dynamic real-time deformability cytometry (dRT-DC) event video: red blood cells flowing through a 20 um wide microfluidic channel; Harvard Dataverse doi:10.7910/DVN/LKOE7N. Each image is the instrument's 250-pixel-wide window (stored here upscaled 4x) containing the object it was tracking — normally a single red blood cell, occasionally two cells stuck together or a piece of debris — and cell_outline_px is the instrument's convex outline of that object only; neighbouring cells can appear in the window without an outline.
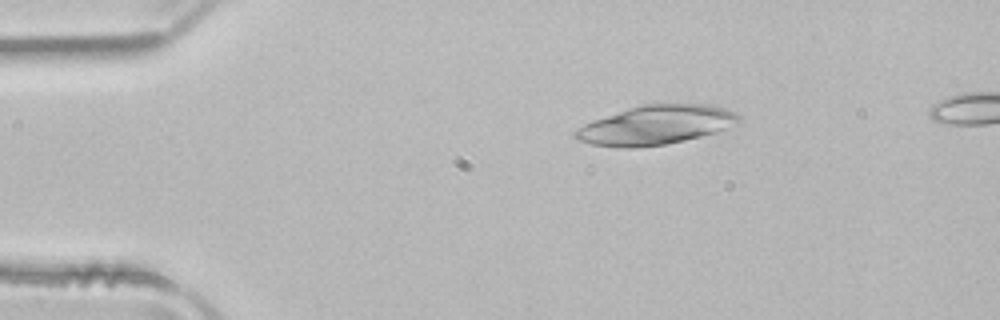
{"species": "common noctule bat (a hibernating species)", "species_latin": "Nyctalus noctula", "temperature_condition": "room temperature", "stored_images_in_passage": 50, "camera_frame_rate_fps": 3000, "um_per_image_px": 0.085, "animal": {"sex": "male", "body_mass_g": 21.5, "forearm_length_mm": 52.0}, "frame": {"image": 1, "passage_image": 9, "time_ms": 2.667, "image_size_px": [1000, 320], "cell_outline_px": [[740, 120], [728, 128], [716, 132], [684, 140], [664, 144], [632, 148], [620, 148], [592, 144], [580, 140], [572, 136], [572, 132], [576, 128], [592, 120], [640, 104], [708, 104], [728, 108], [736, 112], [740, 116]], "centroid_in_image_um": [55.74, 10.62], "position_along_channel_um": 29.3, "area_um2": 37.4}}